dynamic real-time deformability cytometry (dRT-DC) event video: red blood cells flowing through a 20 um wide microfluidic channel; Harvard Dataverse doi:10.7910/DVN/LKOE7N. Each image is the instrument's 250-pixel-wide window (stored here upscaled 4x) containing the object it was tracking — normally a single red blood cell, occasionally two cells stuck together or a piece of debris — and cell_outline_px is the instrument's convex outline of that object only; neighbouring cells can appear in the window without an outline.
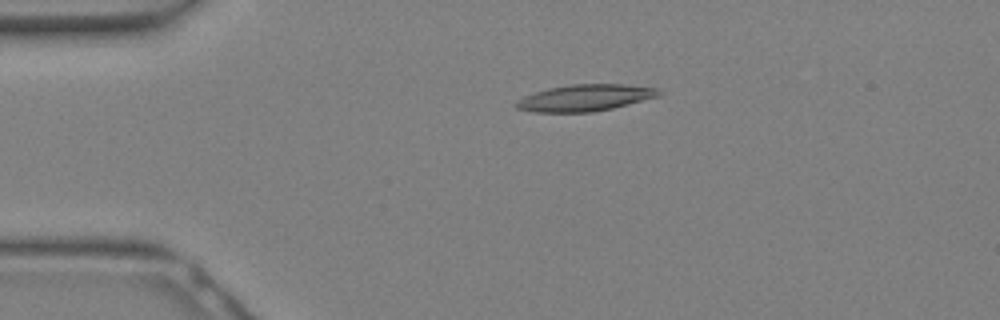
{"species": "Egyptian fruit bat (a non-hibernating species)", "species_latin": "Rousettus aegyptiacus", "temperature_condition": "warm", "stored_images_in_passage": 31, "camera_frame_rate_fps": 3000, "um_per_image_px": 0.085, "animal": {"sex": "female"}, "frame": {"image": 1, "passage_image": 7, "time_ms": 2.0, "image_size_px": [1000, 320], "cell_outline_px": [[664, 92], [660, 96], [612, 108], [592, 112], [532, 112], [516, 108], [512, 104], [516, 100], [524, 96], [548, 88], [572, 84], [624, 84], [656, 88]], "centroid_in_image_um": [49.71, 8.31], "position_along_channel_um": 35.3, "area_um2": 22.2}}
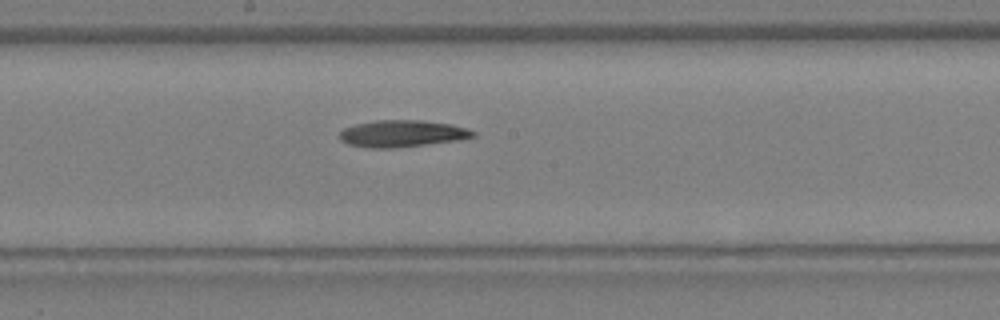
{"frame": {"image": 2, "passage_image": 17, "time_ms": 5.333, "image_size_px": [1000, 320], "cell_outline_px": [[476, 136], [460, 140], [392, 148], [368, 148], [348, 144], [340, 140], [340, 132], [344, 128], [356, 124], [376, 120], [420, 120], [448, 124], [464, 128], [476, 132]], "centroid_in_image_um": [34.16, 11.36], "position_along_channel_um": 214.0, "area_um2": 20.69}}
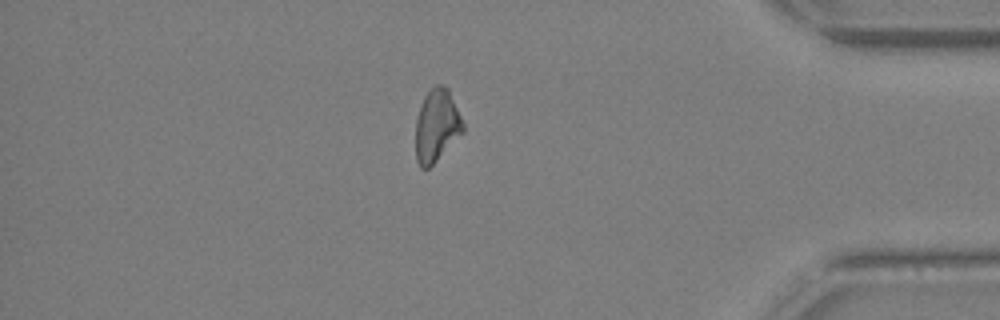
{"frame": {"image": 3, "passage_image": 27, "time_ms": 8.667, "image_size_px": [1000, 320], "cell_outline_px": [[464, 132], [428, 168], [420, 168], [416, 160], [416, 120], [424, 96], [436, 84], [440, 84], [448, 88], [464, 124]], "centroid_in_image_um": [37.12, 10.68], "position_along_channel_um": 398.1, "area_um2": 19.77}}